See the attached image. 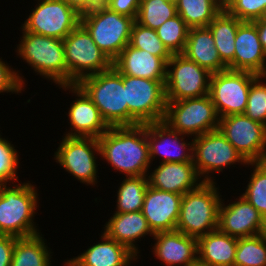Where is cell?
<instances>
[{"mask_svg":"<svg viewBox=\"0 0 266 266\" xmlns=\"http://www.w3.org/2000/svg\"><path fill=\"white\" fill-rule=\"evenodd\" d=\"M100 157L125 177L148 176L147 124L112 126L98 138Z\"/></svg>","mask_w":266,"mask_h":266,"instance_id":"6da1fadb","label":"cell"},{"mask_svg":"<svg viewBox=\"0 0 266 266\" xmlns=\"http://www.w3.org/2000/svg\"><path fill=\"white\" fill-rule=\"evenodd\" d=\"M11 186L0 185V235L24 238L39 234L33 221L37 190L28 182Z\"/></svg>","mask_w":266,"mask_h":266,"instance_id":"7a4b0ae2","label":"cell"},{"mask_svg":"<svg viewBox=\"0 0 266 266\" xmlns=\"http://www.w3.org/2000/svg\"><path fill=\"white\" fill-rule=\"evenodd\" d=\"M215 184L203 182L198 188L183 195L177 231L198 239L218 229L219 206L224 200L220 198L221 194Z\"/></svg>","mask_w":266,"mask_h":266,"instance_id":"3957f363","label":"cell"},{"mask_svg":"<svg viewBox=\"0 0 266 266\" xmlns=\"http://www.w3.org/2000/svg\"><path fill=\"white\" fill-rule=\"evenodd\" d=\"M76 85L99 109L101 117L109 127L128 126V105L123 75L113 66L107 71L81 79Z\"/></svg>","mask_w":266,"mask_h":266,"instance_id":"277c9868","label":"cell"},{"mask_svg":"<svg viewBox=\"0 0 266 266\" xmlns=\"http://www.w3.org/2000/svg\"><path fill=\"white\" fill-rule=\"evenodd\" d=\"M134 22V18L114 12L104 4L80 15V23L111 62L129 44Z\"/></svg>","mask_w":266,"mask_h":266,"instance_id":"5b68a950","label":"cell"},{"mask_svg":"<svg viewBox=\"0 0 266 266\" xmlns=\"http://www.w3.org/2000/svg\"><path fill=\"white\" fill-rule=\"evenodd\" d=\"M17 55L34 68L37 74L67 85V65L63 40L22 30Z\"/></svg>","mask_w":266,"mask_h":266,"instance_id":"8992f818","label":"cell"},{"mask_svg":"<svg viewBox=\"0 0 266 266\" xmlns=\"http://www.w3.org/2000/svg\"><path fill=\"white\" fill-rule=\"evenodd\" d=\"M128 126L163 121L166 110L165 80L123 75Z\"/></svg>","mask_w":266,"mask_h":266,"instance_id":"52a82bcc","label":"cell"},{"mask_svg":"<svg viewBox=\"0 0 266 266\" xmlns=\"http://www.w3.org/2000/svg\"><path fill=\"white\" fill-rule=\"evenodd\" d=\"M63 45L67 85L77 84L87 76L107 71L112 67V62L81 23L63 39Z\"/></svg>","mask_w":266,"mask_h":266,"instance_id":"ba28073f","label":"cell"},{"mask_svg":"<svg viewBox=\"0 0 266 266\" xmlns=\"http://www.w3.org/2000/svg\"><path fill=\"white\" fill-rule=\"evenodd\" d=\"M166 102L163 122L171 129L193 137L218 130L220 118L209 94Z\"/></svg>","mask_w":266,"mask_h":266,"instance_id":"9c48e42d","label":"cell"},{"mask_svg":"<svg viewBox=\"0 0 266 266\" xmlns=\"http://www.w3.org/2000/svg\"><path fill=\"white\" fill-rule=\"evenodd\" d=\"M258 76L230 69L211 74L209 96L219 118L245 112L251 83Z\"/></svg>","mask_w":266,"mask_h":266,"instance_id":"30bf717a","label":"cell"},{"mask_svg":"<svg viewBox=\"0 0 266 266\" xmlns=\"http://www.w3.org/2000/svg\"><path fill=\"white\" fill-rule=\"evenodd\" d=\"M211 74L183 54H172L167 62L166 101H179L208 95Z\"/></svg>","mask_w":266,"mask_h":266,"instance_id":"8fae6325","label":"cell"},{"mask_svg":"<svg viewBox=\"0 0 266 266\" xmlns=\"http://www.w3.org/2000/svg\"><path fill=\"white\" fill-rule=\"evenodd\" d=\"M192 140L193 163L200 178L204 177L203 182H214L209 173L222 172L224 167L236 162L249 167V163L219 130L204 133Z\"/></svg>","mask_w":266,"mask_h":266,"instance_id":"7c38bea8","label":"cell"},{"mask_svg":"<svg viewBox=\"0 0 266 266\" xmlns=\"http://www.w3.org/2000/svg\"><path fill=\"white\" fill-rule=\"evenodd\" d=\"M218 130L248 162L266 161V126L243 114L220 118Z\"/></svg>","mask_w":266,"mask_h":266,"instance_id":"4fadbf2b","label":"cell"},{"mask_svg":"<svg viewBox=\"0 0 266 266\" xmlns=\"http://www.w3.org/2000/svg\"><path fill=\"white\" fill-rule=\"evenodd\" d=\"M22 30L63 40L80 24V14L64 0H38Z\"/></svg>","mask_w":266,"mask_h":266,"instance_id":"5bb4252c","label":"cell"},{"mask_svg":"<svg viewBox=\"0 0 266 266\" xmlns=\"http://www.w3.org/2000/svg\"><path fill=\"white\" fill-rule=\"evenodd\" d=\"M96 153L100 154L97 138L64 136L54 159L81 183L95 185L99 177Z\"/></svg>","mask_w":266,"mask_h":266,"instance_id":"9a60e30c","label":"cell"},{"mask_svg":"<svg viewBox=\"0 0 266 266\" xmlns=\"http://www.w3.org/2000/svg\"><path fill=\"white\" fill-rule=\"evenodd\" d=\"M227 206H219L218 229L235 238L251 237L266 232V220L243 196Z\"/></svg>","mask_w":266,"mask_h":266,"instance_id":"2e32d148","label":"cell"},{"mask_svg":"<svg viewBox=\"0 0 266 266\" xmlns=\"http://www.w3.org/2000/svg\"><path fill=\"white\" fill-rule=\"evenodd\" d=\"M184 136L186 134L171 129L163 121L148 123L147 140L149 144L150 162L157 155L163 157L162 163L193 162V141L185 142Z\"/></svg>","mask_w":266,"mask_h":266,"instance_id":"e0dca14e","label":"cell"},{"mask_svg":"<svg viewBox=\"0 0 266 266\" xmlns=\"http://www.w3.org/2000/svg\"><path fill=\"white\" fill-rule=\"evenodd\" d=\"M60 88L65 89V91L70 89L69 91L78 97L71 103L68 111V119L73 130L67 132L65 136L98 139L109 129L101 117L99 109L79 86L76 84L60 85Z\"/></svg>","mask_w":266,"mask_h":266,"instance_id":"ac0fdd59","label":"cell"},{"mask_svg":"<svg viewBox=\"0 0 266 266\" xmlns=\"http://www.w3.org/2000/svg\"><path fill=\"white\" fill-rule=\"evenodd\" d=\"M183 195L148 186L142 213L154 233L175 231Z\"/></svg>","mask_w":266,"mask_h":266,"instance_id":"d6986e66","label":"cell"},{"mask_svg":"<svg viewBox=\"0 0 266 266\" xmlns=\"http://www.w3.org/2000/svg\"><path fill=\"white\" fill-rule=\"evenodd\" d=\"M153 237V252L166 266H190L198 260L197 238L177 230L157 232Z\"/></svg>","mask_w":266,"mask_h":266,"instance_id":"ffe728a7","label":"cell"},{"mask_svg":"<svg viewBox=\"0 0 266 266\" xmlns=\"http://www.w3.org/2000/svg\"><path fill=\"white\" fill-rule=\"evenodd\" d=\"M159 163L160 165L147 176L149 186L154 189L184 195L203 183L193 162Z\"/></svg>","mask_w":266,"mask_h":266,"instance_id":"44dd1931","label":"cell"},{"mask_svg":"<svg viewBox=\"0 0 266 266\" xmlns=\"http://www.w3.org/2000/svg\"><path fill=\"white\" fill-rule=\"evenodd\" d=\"M234 70L263 75L266 71V54L262 48L256 25L242 21L235 37Z\"/></svg>","mask_w":266,"mask_h":266,"instance_id":"7402d4cb","label":"cell"},{"mask_svg":"<svg viewBox=\"0 0 266 266\" xmlns=\"http://www.w3.org/2000/svg\"><path fill=\"white\" fill-rule=\"evenodd\" d=\"M170 59L160 58L128 44L112 62V66L122 75L166 80L167 62Z\"/></svg>","mask_w":266,"mask_h":266,"instance_id":"603a6c76","label":"cell"},{"mask_svg":"<svg viewBox=\"0 0 266 266\" xmlns=\"http://www.w3.org/2000/svg\"><path fill=\"white\" fill-rule=\"evenodd\" d=\"M101 235L102 242L92 245L81 255L68 260L65 266H130L131 260L138 259L126 246L104 232Z\"/></svg>","mask_w":266,"mask_h":266,"instance_id":"cb8c5ba5","label":"cell"},{"mask_svg":"<svg viewBox=\"0 0 266 266\" xmlns=\"http://www.w3.org/2000/svg\"><path fill=\"white\" fill-rule=\"evenodd\" d=\"M104 233L116 242L126 246L138 257V247L135 240L146 235L155 234L143 215L142 211L114 213L113 217L105 224Z\"/></svg>","mask_w":266,"mask_h":266,"instance_id":"d4e9b609","label":"cell"},{"mask_svg":"<svg viewBox=\"0 0 266 266\" xmlns=\"http://www.w3.org/2000/svg\"><path fill=\"white\" fill-rule=\"evenodd\" d=\"M182 54L212 74L228 69L219 57L215 41L208 27H192L189 29Z\"/></svg>","mask_w":266,"mask_h":266,"instance_id":"484cf974","label":"cell"},{"mask_svg":"<svg viewBox=\"0 0 266 266\" xmlns=\"http://www.w3.org/2000/svg\"><path fill=\"white\" fill-rule=\"evenodd\" d=\"M238 238L219 229L198 238V260L210 266H234Z\"/></svg>","mask_w":266,"mask_h":266,"instance_id":"4316f807","label":"cell"},{"mask_svg":"<svg viewBox=\"0 0 266 266\" xmlns=\"http://www.w3.org/2000/svg\"><path fill=\"white\" fill-rule=\"evenodd\" d=\"M241 22L228 11H221L207 26L221 61L230 70H234L235 37Z\"/></svg>","mask_w":266,"mask_h":266,"instance_id":"83f0119b","label":"cell"},{"mask_svg":"<svg viewBox=\"0 0 266 266\" xmlns=\"http://www.w3.org/2000/svg\"><path fill=\"white\" fill-rule=\"evenodd\" d=\"M39 234L17 238L10 266H51V252Z\"/></svg>","mask_w":266,"mask_h":266,"instance_id":"f1b7e54d","label":"cell"},{"mask_svg":"<svg viewBox=\"0 0 266 266\" xmlns=\"http://www.w3.org/2000/svg\"><path fill=\"white\" fill-rule=\"evenodd\" d=\"M148 186V177L146 176L126 177L117 191L115 213L142 211Z\"/></svg>","mask_w":266,"mask_h":266,"instance_id":"f546056e","label":"cell"},{"mask_svg":"<svg viewBox=\"0 0 266 266\" xmlns=\"http://www.w3.org/2000/svg\"><path fill=\"white\" fill-rule=\"evenodd\" d=\"M177 14L190 27H207L221 12L215 0H178Z\"/></svg>","mask_w":266,"mask_h":266,"instance_id":"4dcf8cb0","label":"cell"},{"mask_svg":"<svg viewBox=\"0 0 266 266\" xmlns=\"http://www.w3.org/2000/svg\"><path fill=\"white\" fill-rule=\"evenodd\" d=\"M177 15L176 4L166 0H140L136 22L156 30L166 20Z\"/></svg>","mask_w":266,"mask_h":266,"instance_id":"1f68e13d","label":"cell"},{"mask_svg":"<svg viewBox=\"0 0 266 266\" xmlns=\"http://www.w3.org/2000/svg\"><path fill=\"white\" fill-rule=\"evenodd\" d=\"M234 266H266V232L238 238Z\"/></svg>","mask_w":266,"mask_h":266,"instance_id":"d6a6232c","label":"cell"},{"mask_svg":"<svg viewBox=\"0 0 266 266\" xmlns=\"http://www.w3.org/2000/svg\"><path fill=\"white\" fill-rule=\"evenodd\" d=\"M190 27L179 14L166 20L158 29L157 35L171 54H182Z\"/></svg>","mask_w":266,"mask_h":266,"instance_id":"836d02e7","label":"cell"},{"mask_svg":"<svg viewBox=\"0 0 266 266\" xmlns=\"http://www.w3.org/2000/svg\"><path fill=\"white\" fill-rule=\"evenodd\" d=\"M253 173L243 196L266 220V162L249 163Z\"/></svg>","mask_w":266,"mask_h":266,"instance_id":"e575fe53","label":"cell"},{"mask_svg":"<svg viewBox=\"0 0 266 266\" xmlns=\"http://www.w3.org/2000/svg\"><path fill=\"white\" fill-rule=\"evenodd\" d=\"M129 44L160 58H171L172 56L158 37L156 30L144 27L136 21L132 26Z\"/></svg>","mask_w":266,"mask_h":266,"instance_id":"d590c367","label":"cell"},{"mask_svg":"<svg viewBox=\"0 0 266 266\" xmlns=\"http://www.w3.org/2000/svg\"><path fill=\"white\" fill-rule=\"evenodd\" d=\"M262 78L263 76L259 75L251 83L244 114L266 126V83H262Z\"/></svg>","mask_w":266,"mask_h":266,"instance_id":"8d00e7d4","label":"cell"},{"mask_svg":"<svg viewBox=\"0 0 266 266\" xmlns=\"http://www.w3.org/2000/svg\"><path fill=\"white\" fill-rule=\"evenodd\" d=\"M0 136V185L7 184L12 180L18 181L16 175L19 165V155L13 144Z\"/></svg>","mask_w":266,"mask_h":266,"instance_id":"74e56055","label":"cell"},{"mask_svg":"<svg viewBox=\"0 0 266 266\" xmlns=\"http://www.w3.org/2000/svg\"><path fill=\"white\" fill-rule=\"evenodd\" d=\"M266 8V0H237L228 11L241 21L252 22L260 19Z\"/></svg>","mask_w":266,"mask_h":266,"instance_id":"f35d334b","label":"cell"},{"mask_svg":"<svg viewBox=\"0 0 266 266\" xmlns=\"http://www.w3.org/2000/svg\"><path fill=\"white\" fill-rule=\"evenodd\" d=\"M7 65L0 58V93H21L25 84L23 77L19 76L18 71L12 70L13 68Z\"/></svg>","mask_w":266,"mask_h":266,"instance_id":"ab89813d","label":"cell"},{"mask_svg":"<svg viewBox=\"0 0 266 266\" xmlns=\"http://www.w3.org/2000/svg\"><path fill=\"white\" fill-rule=\"evenodd\" d=\"M104 5L110 10L134 18L136 20L140 0H107Z\"/></svg>","mask_w":266,"mask_h":266,"instance_id":"60d3db41","label":"cell"},{"mask_svg":"<svg viewBox=\"0 0 266 266\" xmlns=\"http://www.w3.org/2000/svg\"><path fill=\"white\" fill-rule=\"evenodd\" d=\"M16 237L0 235V266H10Z\"/></svg>","mask_w":266,"mask_h":266,"instance_id":"b9f144b4","label":"cell"},{"mask_svg":"<svg viewBox=\"0 0 266 266\" xmlns=\"http://www.w3.org/2000/svg\"><path fill=\"white\" fill-rule=\"evenodd\" d=\"M71 8H73L78 14L82 15L101 3L98 0H64Z\"/></svg>","mask_w":266,"mask_h":266,"instance_id":"7bdbcfd3","label":"cell"},{"mask_svg":"<svg viewBox=\"0 0 266 266\" xmlns=\"http://www.w3.org/2000/svg\"><path fill=\"white\" fill-rule=\"evenodd\" d=\"M252 22L256 25L262 48L266 54V21L257 19Z\"/></svg>","mask_w":266,"mask_h":266,"instance_id":"ee69618b","label":"cell"},{"mask_svg":"<svg viewBox=\"0 0 266 266\" xmlns=\"http://www.w3.org/2000/svg\"><path fill=\"white\" fill-rule=\"evenodd\" d=\"M220 11H229L237 0H215Z\"/></svg>","mask_w":266,"mask_h":266,"instance_id":"f6af8a7d","label":"cell"},{"mask_svg":"<svg viewBox=\"0 0 266 266\" xmlns=\"http://www.w3.org/2000/svg\"><path fill=\"white\" fill-rule=\"evenodd\" d=\"M190 266H210V265L204 264V263L200 262L199 260H197L196 262H194Z\"/></svg>","mask_w":266,"mask_h":266,"instance_id":"bcb514c9","label":"cell"},{"mask_svg":"<svg viewBox=\"0 0 266 266\" xmlns=\"http://www.w3.org/2000/svg\"><path fill=\"white\" fill-rule=\"evenodd\" d=\"M260 19L266 21V8H265L264 13Z\"/></svg>","mask_w":266,"mask_h":266,"instance_id":"7dc6e473","label":"cell"},{"mask_svg":"<svg viewBox=\"0 0 266 266\" xmlns=\"http://www.w3.org/2000/svg\"><path fill=\"white\" fill-rule=\"evenodd\" d=\"M166 1H169V2H172V3H177L178 0H166Z\"/></svg>","mask_w":266,"mask_h":266,"instance_id":"c3c4849f","label":"cell"},{"mask_svg":"<svg viewBox=\"0 0 266 266\" xmlns=\"http://www.w3.org/2000/svg\"><path fill=\"white\" fill-rule=\"evenodd\" d=\"M101 4H104L107 0H98Z\"/></svg>","mask_w":266,"mask_h":266,"instance_id":"681fc988","label":"cell"},{"mask_svg":"<svg viewBox=\"0 0 266 266\" xmlns=\"http://www.w3.org/2000/svg\"><path fill=\"white\" fill-rule=\"evenodd\" d=\"M262 76H263V79H266V71Z\"/></svg>","mask_w":266,"mask_h":266,"instance_id":"f907efd6","label":"cell"}]
</instances>
